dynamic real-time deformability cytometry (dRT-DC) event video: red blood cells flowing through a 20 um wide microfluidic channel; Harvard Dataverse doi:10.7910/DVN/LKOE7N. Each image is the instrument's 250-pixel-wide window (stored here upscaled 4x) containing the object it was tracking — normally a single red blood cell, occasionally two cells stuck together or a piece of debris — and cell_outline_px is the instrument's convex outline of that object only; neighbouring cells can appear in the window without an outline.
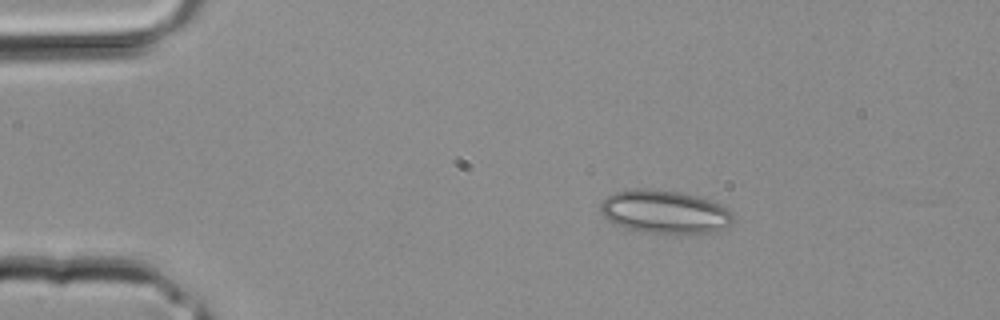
{"species": "common noctule bat (a hibernating species)", "species_latin": "Nyctalus noctula", "temperature_condition": "room temperature", "stored_images_in_passage": 2, "camera_frame_rate_fps": 3000, "um_per_image_px": 0.085, "animal": {"sex": "male", "body_mass_g": 20.4}, "frame": {"image": 1, "passage_image": 1, "time_ms": 0.0, "image_size_px": [1000, 320], "cell_outline_px": [[732, 224], [724, 228], [712, 232], [684, 236], [672, 236], [640, 232], [624, 228], [612, 224], [600, 212], [600, 204], [608, 196], [616, 192], [632, 188], [644, 188], [680, 192], [696, 196], [708, 200], [724, 208], [732, 216]], "centroid_in_image_um": [56.44, 18.06], "position_along_channel_um": 28.6, "area_um2": 34.1}}